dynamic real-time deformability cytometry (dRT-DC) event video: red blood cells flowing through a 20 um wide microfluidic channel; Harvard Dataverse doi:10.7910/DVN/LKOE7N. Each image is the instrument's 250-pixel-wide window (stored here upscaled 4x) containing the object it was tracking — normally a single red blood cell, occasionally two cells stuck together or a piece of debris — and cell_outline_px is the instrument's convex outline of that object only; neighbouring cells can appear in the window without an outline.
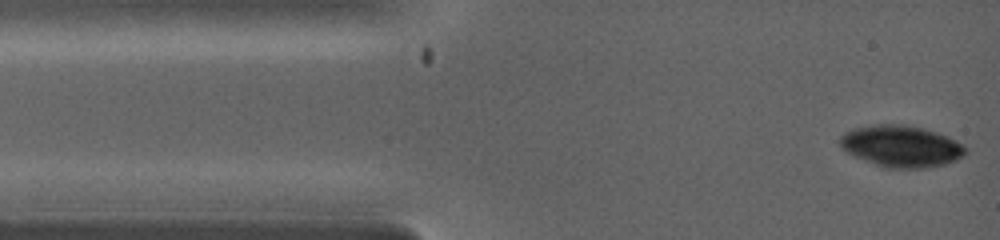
{"species": "common noctule bat (a hibernating species)", "species_latin": "Nyctalus noctula", "temperature_condition": "warm", "stored_images_in_passage": 9, "camera_frame_rate_fps": 5000, "um_per_image_px": 0.085, "animal": {"sex": "female", "body_mass_g": 19.0, "forearm_length_mm": 53.3}, "frame": {"image": 1, "passage_image": 1, "time_ms": 0.0, "image_size_px": [1000, 240], "cell_outline_px": [[968, 152], [964, 156], [956, 160], [944, 164], [924, 168], [884, 168], [856, 156], [848, 152], [840, 144], [840, 136], [844, 132], [852, 128], [876, 124], [908, 124], [924, 128], [948, 136], [964, 144], [968, 148]], "centroid_in_image_um": [76.65, 12.41], "position_along_channel_um": 8.3, "area_um2": 30.63}}